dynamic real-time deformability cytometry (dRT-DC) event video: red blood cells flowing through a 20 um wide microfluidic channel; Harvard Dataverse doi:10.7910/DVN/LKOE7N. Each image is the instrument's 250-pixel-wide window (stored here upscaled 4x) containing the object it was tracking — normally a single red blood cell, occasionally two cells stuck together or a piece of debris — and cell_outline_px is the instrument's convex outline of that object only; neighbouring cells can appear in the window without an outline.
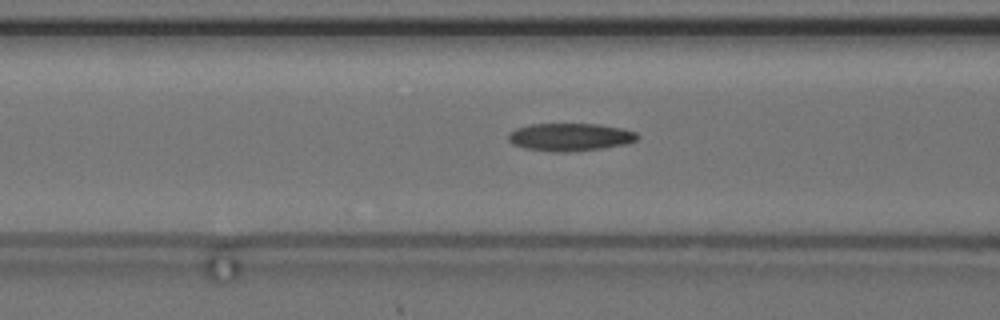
{"species": "common noctule bat (a hibernating species)", "species_latin": "Nyctalus noctula", "temperature_condition": "cold", "stored_images_in_passage": 37, "camera_frame_rate_fps": 3000, "um_per_image_px": 0.085, "animal": {"sex": "female", "body_mass_g": 24.6, "forearm_length_mm": 56.2}, "frame": {"image": 1, "passage_image": 9, "time_ms": 2.667, "image_size_px": [1000, 320], "cell_outline_px": [[640, 136], [636, 140], [628, 144], [604, 148], [564, 152], [552, 152], [524, 148], [512, 144], [508, 140], [508, 132], [516, 128], [528, 124], [600, 124], [620, 128], [636, 132]], "centroid_in_image_um": [48.44, 11.65], "position_along_channel_um": 118.2, "area_um2": 21.1}}
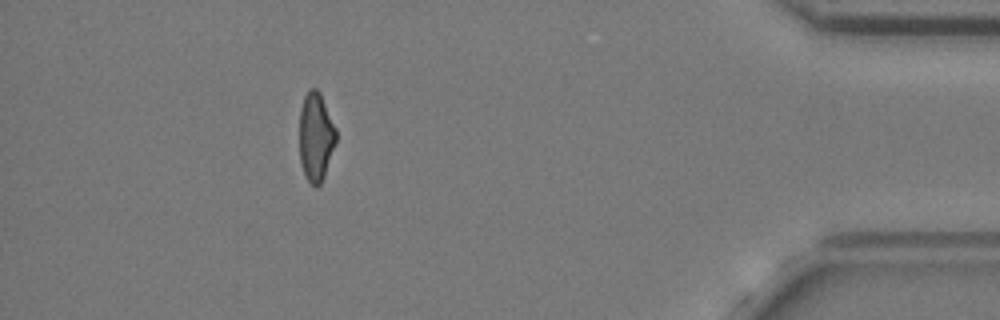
{"frame": {"image": 2, "passage_image": 37, "time_ms": 12.0, "image_size_px": [1000, 320], "cell_outline_px": [[336, 140], [324, 176], [320, 184], [316, 188], [308, 180], [304, 172], [300, 160], [300, 108], [304, 96], [308, 88], [316, 88], [320, 92], [336, 128]], "centroid_in_image_um": [26.84, 11.59], "position_along_channel_um": 408.4, "area_um2": 18.79}, "authors_computed_cell_mechanics": {"area_um2": 20.1722, "velocity_mm_per_s": 3.6701, "shape_relaxation_time_tau1_ms": 10.0939, "shape_relaxation_time_tau2_ms": 3.6981, "deformation_change_tau1": 0.2196, "deformation_change_tau2": 0.1338}}